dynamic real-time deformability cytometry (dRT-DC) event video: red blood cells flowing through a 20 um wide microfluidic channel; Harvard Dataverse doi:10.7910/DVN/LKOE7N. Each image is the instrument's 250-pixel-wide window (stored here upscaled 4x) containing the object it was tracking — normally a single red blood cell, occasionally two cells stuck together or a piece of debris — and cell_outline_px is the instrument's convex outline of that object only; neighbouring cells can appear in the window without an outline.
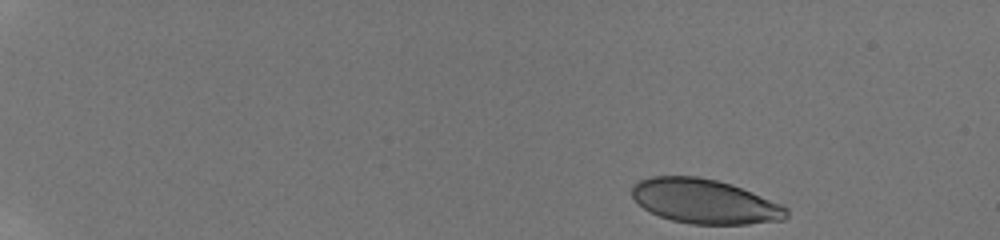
{"species": "human", "species_latin": "Homo sapiens", "temperature_condition": "room temperature", "stored_images_in_passage": 9, "camera_frame_rate_fps": 3000, "um_per_image_px": 0.085, "donor": {"sex": "male"}, "frame": {"image": 1, "passage_image": 1, "time_ms": 0.0, "image_size_px": [1000, 240], "cell_outline_px": [[788, 216], [784, 220], [748, 224], [692, 224], [672, 220], [660, 216], [644, 208], [632, 196], [632, 184], [640, 180], [652, 176], [696, 176], [716, 180], [732, 184], [780, 204], [788, 208]], "centroid_in_image_um": [59.9, 17.11], "position_along_channel_um": 25.1, "area_um2": 39.82}}
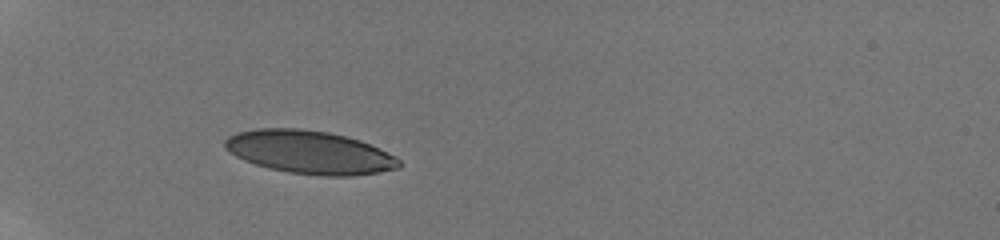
{"frame": {"image": 2, "passage_image": 6, "time_ms": 4.0, "image_size_px": [1000, 240], "cell_outline_px": [[400, 168], [352, 176], [320, 176], [288, 172], [268, 168], [244, 160], [236, 156], [224, 148], [224, 140], [228, 136], [236, 132], [256, 128], [300, 128], [328, 132], [360, 140], [396, 156], [400, 160]], "centroid_in_image_um": [26.28, 12.93], "position_along_channel_um": 58.7, "area_um2": 43.87}}